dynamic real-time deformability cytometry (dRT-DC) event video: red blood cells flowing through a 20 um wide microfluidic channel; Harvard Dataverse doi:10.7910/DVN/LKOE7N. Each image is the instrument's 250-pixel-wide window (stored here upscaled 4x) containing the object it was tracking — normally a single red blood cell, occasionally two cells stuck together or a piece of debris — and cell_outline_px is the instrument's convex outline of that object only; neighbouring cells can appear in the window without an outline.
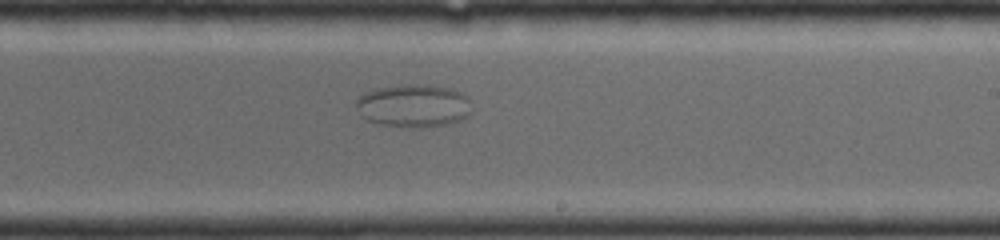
{"species": "common noctule bat (a hibernating species)", "species_latin": "Nyctalus noctula", "temperature_condition": "room temperature", "stored_images_in_passage": 31, "camera_frame_rate_fps": 4000, "um_per_image_px": 0.085, "animal": {"sex": "female", "body_mass_g": 19.0, "forearm_length_mm": 56.7}, "frame": {"image": 1, "passage_image": 20, "time_ms": 4.5, "image_size_px": [1000, 240], "cell_outline_px": [[468, 116], [460, 120], [448, 124], [420, 128], [416, 128], [384, 124], [368, 120], [360, 116], [356, 108], [356, 100], [360, 96], [376, 88], [404, 84], [428, 84], [448, 88], [460, 92], [468, 100]], "centroid_in_image_um": [35.11, 8.98], "position_along_channel_um": 253.9, "area_um2": 28.67}}